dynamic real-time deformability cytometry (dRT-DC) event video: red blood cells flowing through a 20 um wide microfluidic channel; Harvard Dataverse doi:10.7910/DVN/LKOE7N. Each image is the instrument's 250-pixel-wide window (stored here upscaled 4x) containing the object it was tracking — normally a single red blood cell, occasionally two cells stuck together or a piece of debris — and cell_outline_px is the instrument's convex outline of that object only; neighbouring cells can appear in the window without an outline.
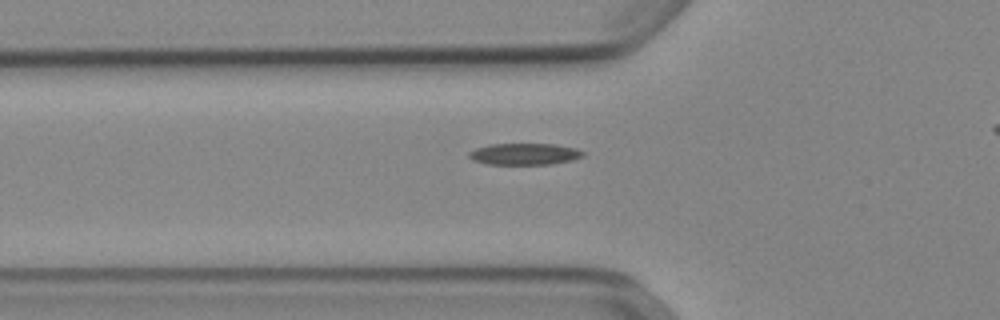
{"species": "Egyptian fruit bat (a non-hibernating species)", "species_latin": "Rousettus aegyptiacus", "temperature_condition": "cold", "stored_images_in_passage": 37, "camera_frame_rate_fps": 3000, "um_per_image_px": 0.085, "animal": {"sex": "female"}, "frame": {"image": 1, "passage_image": 9, "time_ms": 2.667, "image_size_px": [1000, 320], "cell_outline_px": [[584, 156], [572, 160], [552, 164], [488, 164], [472, 160], [468, 156], [468, 152], [476, 148], [488, 144], [556, 144], [576, 148], [584, 152]], "centroid_in_image_um": [44.58, 13.09], "position_along_channel_um": 81.2, "area_um2": 14.39}}
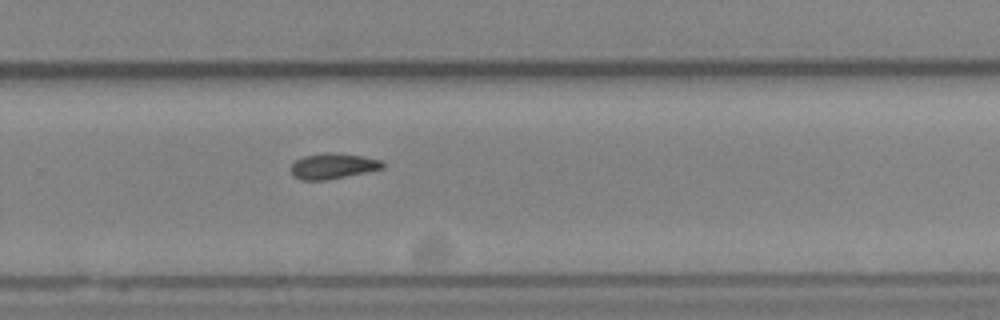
{"frame": {"image": 2, "passage_image": 26, "time_ms": 8.333, "image_size_px": [1000, 320], "cell_outline_px": [[384, 168], [368, 172], [324, 180], [300, 180], [292, 176], [292, 164], [296, 160], [304, 156], [324, 152], [332, 152], [360, 156], [384, 160]], "centroid_in_image_um": [28.31, 14.11], "position_along_channel_um": 301.5, "area_um2": 13.7}}
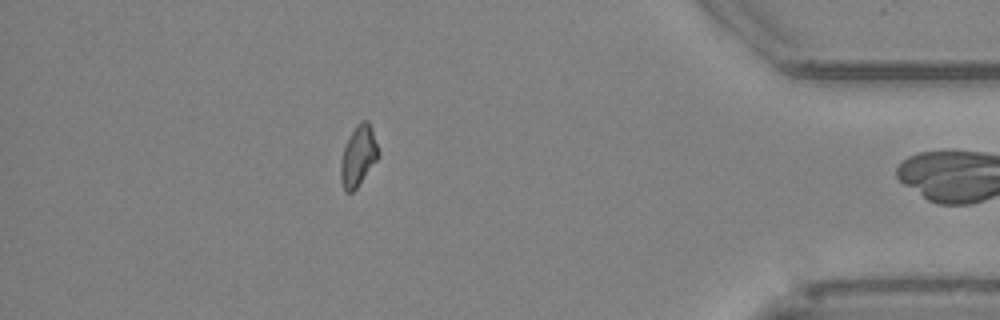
{"frame": {"image": 3, "passage_image": 37, "time_ms": 12.0, "image_size_px": [1000, 320], "cell_outline_px": [[380, 152], [376, 160], [356, 188], [352, 192], [344, 192], [340, 180], [340, 164], [344, 148], [356, 124], [360, 120], [368, 120], [372, 128]], "centroid_in_image_um": [30.45, 13.25], "position_along_channel_um": 404.8, "area_um2": 13.18}, "authors_computed_cell_mechanics": {"area_um2": 13.9298, "velocity_mm_per_s": 3.8935, "shape_relaxation_time_tau1_ms": 5.7967, "shape_relaxation_time_tau2_ms": null, "deformation_change_tau1": 0.1473, "deformation_change_tau2": null}}